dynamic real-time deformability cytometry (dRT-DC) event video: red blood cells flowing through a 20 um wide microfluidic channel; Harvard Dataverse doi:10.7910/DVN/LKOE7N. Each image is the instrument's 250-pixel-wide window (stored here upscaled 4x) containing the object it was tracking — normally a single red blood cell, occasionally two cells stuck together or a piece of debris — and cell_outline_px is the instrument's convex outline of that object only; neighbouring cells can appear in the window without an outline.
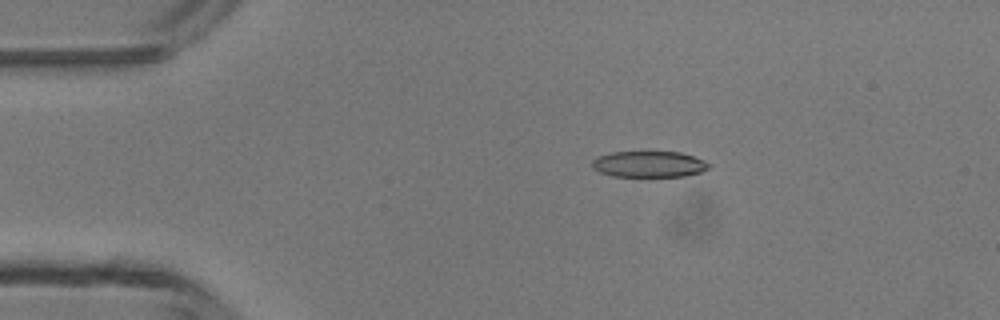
{"species": "common noctule bat (a hibernating species)", "species_latin": "Nyctalus noctula", "temperature_condition": "room temperature", "stored_images_in_passage": 4, "camera_frame_rate_fps": 3000, "um_per_image_px": 0.085, "animal": {"sex": "male", "body_mass_g": 13.3}, "frame": {"image": 1, "passage_image": 2, "time_ms": 1.333, "image_size_px": [1000, 320], "cell_outline_px": [[712, 164], [708, 168], [700, 172], [684, 176], [612, 176], [600, 172], [592, 168], [592, 160], [596, 156], [612, 152], [680, 152], [704, 160]], "centroid_in_image_um": [55.14, 13.95], "position_along_channel_um": 29.9, "area_um2": 17.74}}
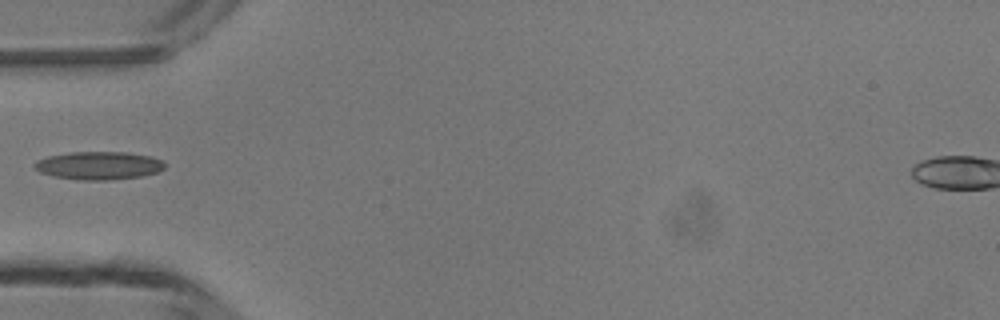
{"frame": {"image": 2, "passage_image": 4, "time_ms": 3.667, "image_size_px": [1000, 320], "cell_outline_px": [[164, 168], [156, 172], [140, 176], [108, 180], [76, 180], [56, 176], [40, 172], [32, 164], [36, 160], [48, 156], [68, 152], [128, 152], [152, 156], [164, 160]], "centroid_in_image_um": [8.39, 14.06], "position_along_channel_um": 76.6, "area_um2": 21.33}}